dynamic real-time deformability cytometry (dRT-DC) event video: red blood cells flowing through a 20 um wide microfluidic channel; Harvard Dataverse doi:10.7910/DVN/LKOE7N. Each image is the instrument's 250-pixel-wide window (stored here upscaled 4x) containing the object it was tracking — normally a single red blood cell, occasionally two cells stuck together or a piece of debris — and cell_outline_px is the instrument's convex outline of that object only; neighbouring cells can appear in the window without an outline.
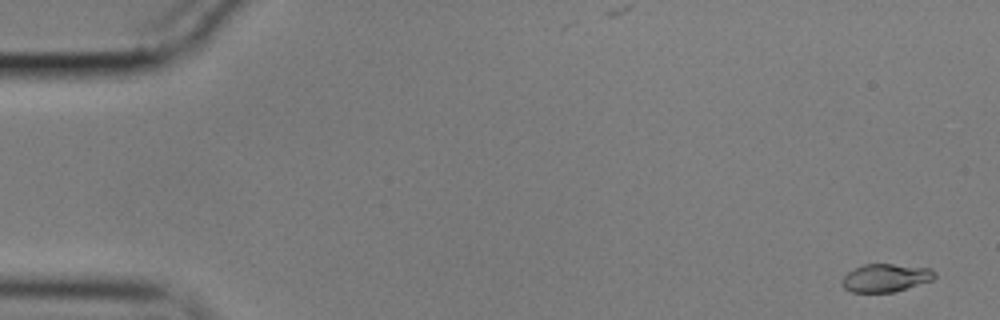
{"species": "common noctule bat (a hibernating species)", "species_latin": "Nyctalus noctula", "temperature_condition": "cold", "stored_images_in_passage": 56, "camera_frame_rate_fps": 3000, "um_per_image_px": 0.085, "animal": {"sex": "male", "body_mass_g": 17.9}, "frame": {"image": 1, "passage_image": 2, "time_ms": 0.333, "image_size_px": [1000, 320], "cell_outline_px": [[936, 276], [932, 280], [892, 292], [852, 292], [844, 288], [840, 284], [840, 280], [848, 272], [864, 264], [892, 264], [932, 268], [936, 272]], "centroid_in_image_um": [75.27, 23.61], "position_along_channel_um": 9.7, "area_um2": 15.09}}
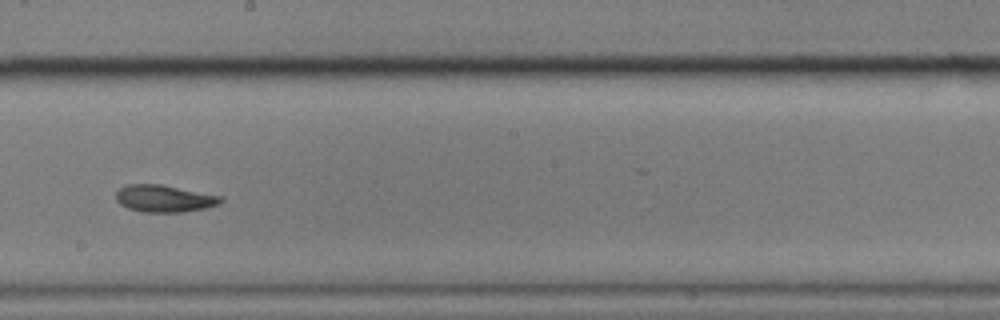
{"frame": {"image": 2, "passage_image": 31, "time_ms": 10.0, "image_size_px": [1000, 320], "cell_outline_px": [[224, 200], [220, 204], [204, 208], [184, 212], [140, 212], [128, 208], [120, 204], [116, 200], [116, 192], [120, 188], [128, 184], [160, 184], [220, 196]], "centroid_in_image_um": [13.94, 16.88], "position_along_channel_um": 234.3, "area_um2": 16.47}}
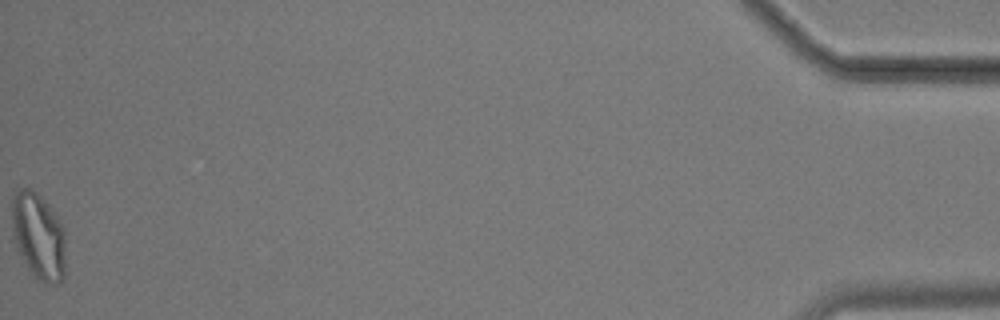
{"frame": {"image": 3, "passage_image": 56, "time_ms": 18.333, "image_size_px": [1000, 320], "cell_outline_px": [[64, 276], [60, 284], [48, 284], [40, 280], [28, 268], [12, 236], [12, 196], [20, 188], [28, 188], [36, 192], [44, 200], [60, 220], [64, 228]], "centroid_in_image_um": [3.27, 20.06], "position_along_channel_um": 431.9, "area_um2": 26.88}, "authors_computed_cell_mechanics": {"area_um2": 16.5019, "velocity_mm_per_s": 3.5564, "shape_relaxation_time_tau1_ms": 6.5106, "shape_relaxation_time_tau2_ms": null, "deformation_change_tau1": 0.1633, "deformation_change_tau2": null}}